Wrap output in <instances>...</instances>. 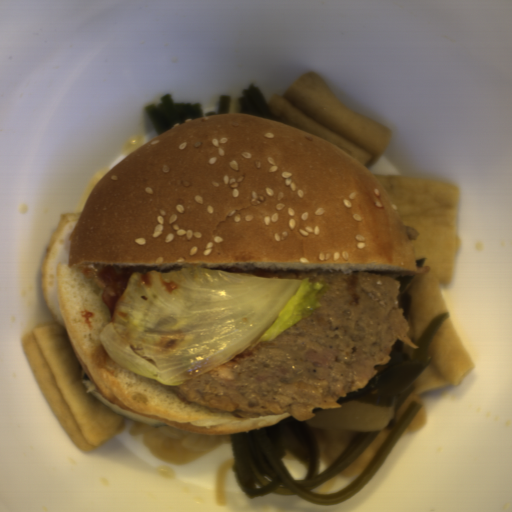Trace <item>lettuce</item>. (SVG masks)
Segmentation results:
<instances>
[{"mask_svg":"<svg viewBox=\"0 0 512 512\" xmlns=\"http://www.w3.org/2000/svg\"><path fill=\"white\" fill-rule=\"evenodd\" d=\"M133 272L99 330L110 358L179 386L264 344L324 305L325 281L258 277L190 264Z\"/></svg>","mask_w":512,"mask_h":512,"instance_id":"lettuce-1","label":"lettuce"}]
</instances>
